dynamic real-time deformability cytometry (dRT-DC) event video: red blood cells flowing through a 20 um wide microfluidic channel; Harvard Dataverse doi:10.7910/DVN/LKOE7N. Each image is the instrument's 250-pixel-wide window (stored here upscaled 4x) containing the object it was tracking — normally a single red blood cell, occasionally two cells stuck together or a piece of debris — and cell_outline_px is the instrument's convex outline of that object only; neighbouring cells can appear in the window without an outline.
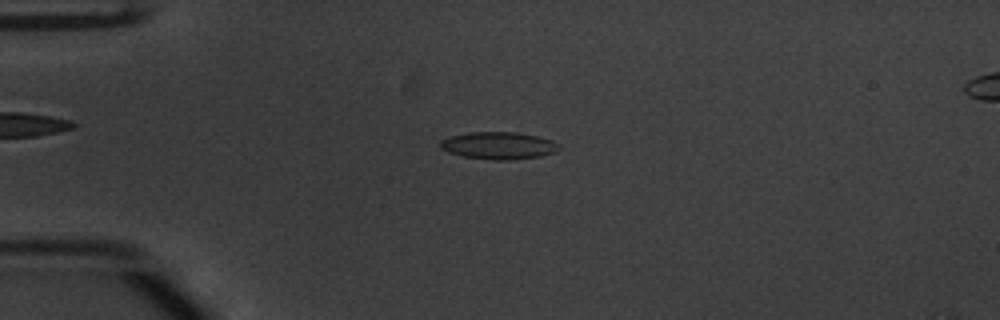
{"species": "common noctule bat (a hibernating species)", "species_latin": "Nyctalus noctula", "temperature_condition": "warm", "stored_images_in_passage": 46, "camera_frame_rate_fps": 3000, "um_per_image_px": 0.085, "animal": {"sex": "male", "body_mass_g": 20.1, "forearm_length_mm": 53.5}, "frame": {"image": 1, "passage_image": 7, "time_ms": 2.0, "image_size_px": [1000, 320], "cell_outline_px": [[560, 148], [556, 152], [540, 156], [508, 160], [496, 160], [464, 156], [448, 152], [440, 148], [440, 140], [448, 136], [468, 132], [520, 132], [552, 140], [560, 144]], "centroid_in_image_um": [42.38, 12.36], "position_along_channel_um": 42.6, "area_um2": 18.96}}
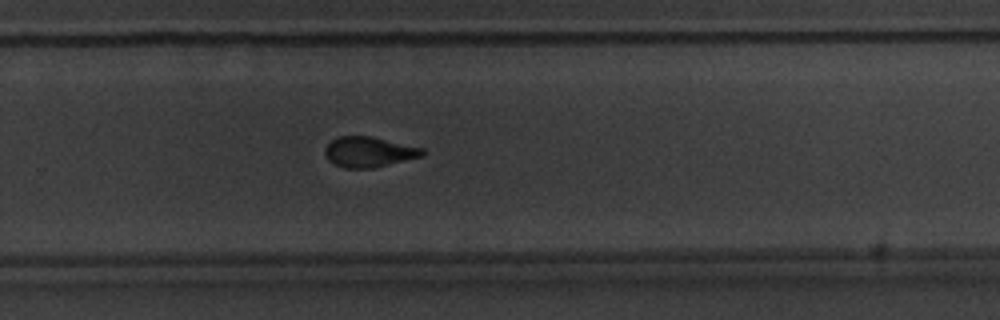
{"frame": {"image": 2, "passage_image": 29, "time_ms": 9.333, "image_size_px": [1000, 320], "cell_outline_px": [[424, 156], [372, 168], [344, 168], [328, 160], [324, 152], [324, 148], [336, 136], [372, 136], [424, 148]], "centroid_in_image_um": [31.36, 12.9], "position_along_channel_um": 298.4, "area_um2": 17.28}}
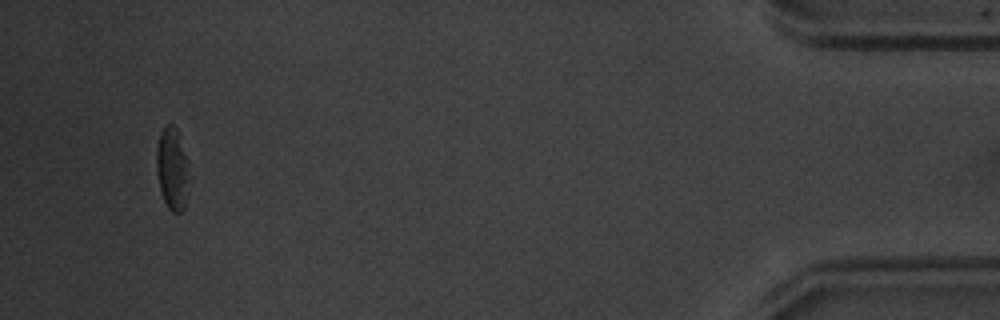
{"frame": {"image": 3, "passage_image": 44, "time_ms": 14.333, "image_size_px": [1000, 320], "cell_outline_px": [[188, 160], [184, 208], [180, 212], [172, 212], [168, 208], [160, 192], [156, 172], [156, 148], [160, 132], [168, 124], [172, 124], [176, 128]], "centroid_in_image_um": [14.59, 14.32], "position_along_channel_um": 420.6, "area_um2": 15.37}, "authors_computed_cell_mechanics": {"area_um2": 18.0625, "velocity_mm_per_s": 3.8449, "shape_relaxation_time_tau1_ms": 3.2889, "shape_relaxation_time_tau2_ms": 1.8503, "deformation_change_tau1": 0.1481, "deformation_change_tau2": 0.0893}}